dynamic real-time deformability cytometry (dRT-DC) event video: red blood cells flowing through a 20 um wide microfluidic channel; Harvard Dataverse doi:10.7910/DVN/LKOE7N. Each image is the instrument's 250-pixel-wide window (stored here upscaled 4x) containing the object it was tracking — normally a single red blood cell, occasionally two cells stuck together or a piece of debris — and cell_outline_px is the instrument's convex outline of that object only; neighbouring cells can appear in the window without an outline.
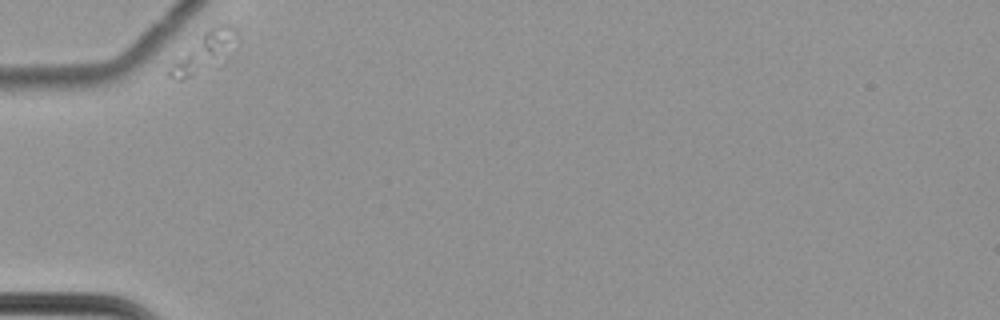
{"species": "common noctule bat (a hibernating species)", "species_latin": "Nyctalus noctula", "temperature_condition": "cold", "stored_images_in_passage": 43, "camera_frame_rate_fps": 3000, "um_per_image_px": 0.085, "animal": {"sex": "female", "body_mass_g": 22.7, "forearm_length_mm": 54.2}, "frame": {"image": 1, "passage_image": 1, "time_ms": 0.0, "image_size_px": [1000, 320], "cell_outline_px": [[236, 48], [224, 64], [220, 68], [180, 80], [176, 80], [168, 76], [164, 72], [172, 60], [208, 28], [220, 24], [232, 24], [236, 32]], "centroid_in_image_um": [17.38, 4.51], "position_along_channel_um": 67.6, "area_um2": 16.7}}
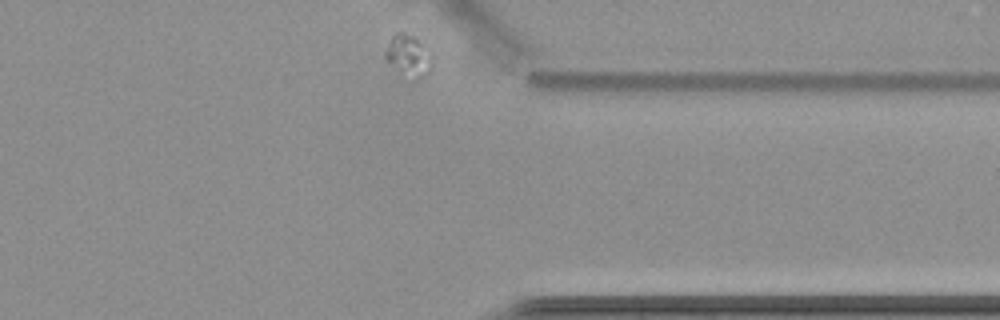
{"frame": {"image": 2, "passage_image": 43, "time_ms": 14.0, "image_size_px": [1000, 320], "cell_outline_px": [[432, 68], [420, 80], [408, 84], [400, 80], [384, 56], [384, 52], [392, 36], [396, 32], [404, 32], [416, 36], [432, 52]], "centroid_in_image_um": [34.72, 4.86], "position_along_channel_um": 376.7, "area_um2": 12.72}}